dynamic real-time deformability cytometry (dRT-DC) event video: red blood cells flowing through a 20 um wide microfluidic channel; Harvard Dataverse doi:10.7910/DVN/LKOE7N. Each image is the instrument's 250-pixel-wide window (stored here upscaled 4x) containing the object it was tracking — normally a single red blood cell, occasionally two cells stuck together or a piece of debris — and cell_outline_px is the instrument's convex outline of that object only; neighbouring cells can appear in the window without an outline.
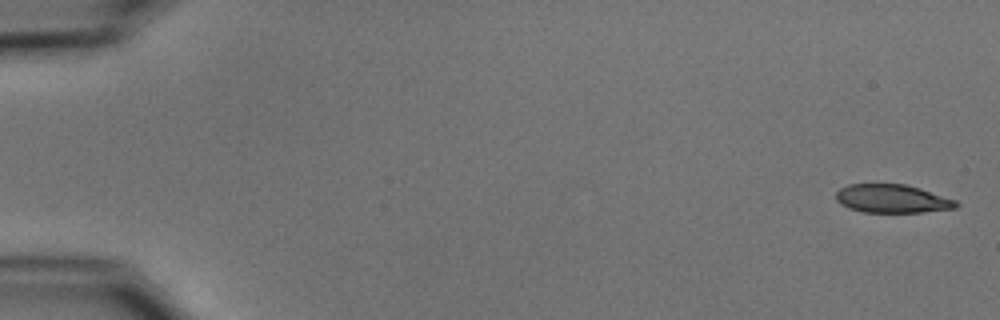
{"species": "common noctule bat (a hibernating species)", "species_latin": "Nyctalus noctula", "temperature_condition": "cold", "stored_images_in_passage": 5, "camera_frame_rate_fps": 3000, "um_per_image_px": 0.085, "animal": {"sex": "male", "body_mass_g": 15.6}, "frame": {"image": 1, "passage_image": 1, "time_ms": 0.0, "image_size_px": [1000, 320], "cell_outline_px": [[960, 204], [956, 208], [924, 212], [864, 212], [848, 208], [840, 204], [836, 200], [836, 192], [840, 188], [848, 184], [904, 184], [920, 188], [956, 200]], "centroid_in_image_um": [75.83, 16.89], "position_along_channel_um": 9.2, "area_um2": 19.94}}
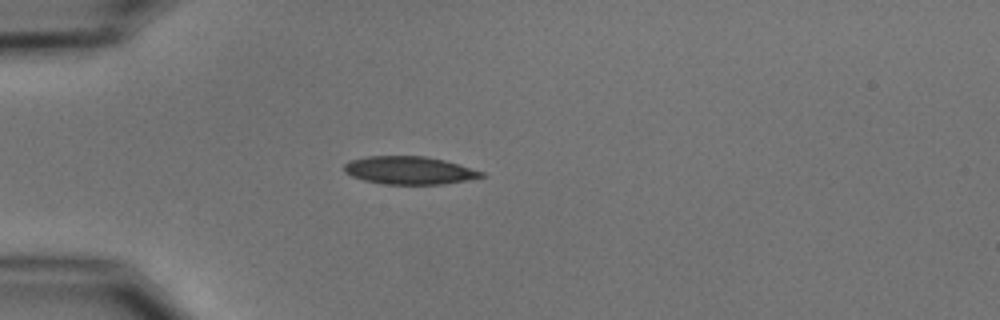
{"frame": {"image": 2, "passage_image": 5, "time_ms": 4.667, "image_size_px": [1000, 320], "cell_outline_px": [[488, 176], [468, 180], [444, 184], [384, 184], [364, 180], [352, 176], [344, 172], [344, 164], [352, 160], [368, 156], [424, 156], [444, 160], [484, 172]], "centroid_in_image_um": [34.82, 14.48], "position_along_channel_um": 50.2, "area_um2": 22.25}}